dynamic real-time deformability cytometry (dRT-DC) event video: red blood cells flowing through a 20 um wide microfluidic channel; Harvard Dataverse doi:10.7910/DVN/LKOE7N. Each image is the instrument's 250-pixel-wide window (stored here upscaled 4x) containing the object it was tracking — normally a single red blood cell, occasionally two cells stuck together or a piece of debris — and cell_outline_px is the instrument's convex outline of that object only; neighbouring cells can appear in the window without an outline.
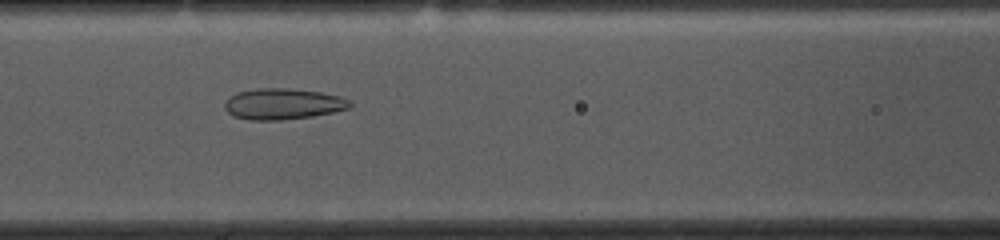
{"species": "common noctule bat (a hibernating species)", "species_latin": "Nyctalus noctula", "temperature_condition": "cold", "stored_images_in_passage": 53, "camera_frame_rate_fps": 3000, "um_per_image_px": 0.085, "animal": {"sex": "female", "body_mass_g": 10.0, "forearm_length_mm": 53.1}, "frame": {"image": 1, "passage_image": 21, "time_ms": 6.667, "image_size_px": [1000, 240], "cell_outline_px": [[352, 104], [348, 108], [332, 112], [312, 116], [280, 120], [248, 120], [232, 116], [224, 108], [224, 104], [232, 96], [240, 92], [256, 88], [288, 88], [320, 92], [340, 96], [348, 100]], "centroid_in_image_um": [24.03, 8.84], "position_along_channel_um": 142.6, "area_um2": 22.43}}
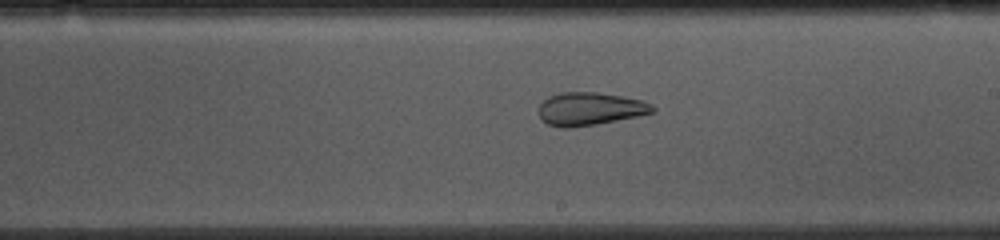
{"frame": {"image": 2, "passage_image": 29, "time_ms": 9.333, "image_size_px": [1000, 240], "cell_outline_px": [[656, 112], [596, 124], [572, 128], [560, 128], [548, 124], [540, 120], [540, 104], [548, 96], [560, 92], [596, 92], [620, 96], [640, 100], [652, 104], [656, 108]], "centroid_in_image_um": [50.12, 9.26], "position_along_channel_um": 238.9, "area_um2": 21.85}}
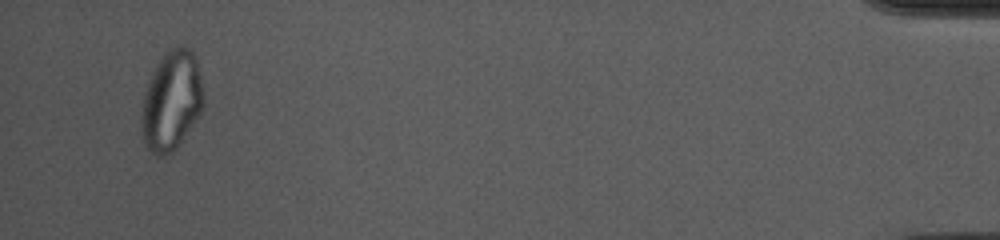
{"frame": {"image": 3, "passage_image": 51, "time_ms": 16.667, "image_size_px": [1000, 240], "cell_outline_px": [[204, 104], [200, 112], [176, 148], [172, 152], [164, 156], [156, 156], [144, 144], [140, 124], [140, 112], [144, 92], [152, 72], [160, 60], [176, 44], [188, 48], [196, 56], [204, 96]], "centroid_in_image_um": [14.55, 8.58], "position_along_channel_um": 420.6, "area_um2": 35.89}, "authors_computed_cell_mechanics": {"area_um2": 28.7266, "velocity_mm_per_s": 3.6204, "shape_relaxation_time_tau1_ms": null, "shape_relaxation_time_tau2_ms": 2.0345, "deformation_change_tau1": null, "deformation_change_tau2": 0.0943}}